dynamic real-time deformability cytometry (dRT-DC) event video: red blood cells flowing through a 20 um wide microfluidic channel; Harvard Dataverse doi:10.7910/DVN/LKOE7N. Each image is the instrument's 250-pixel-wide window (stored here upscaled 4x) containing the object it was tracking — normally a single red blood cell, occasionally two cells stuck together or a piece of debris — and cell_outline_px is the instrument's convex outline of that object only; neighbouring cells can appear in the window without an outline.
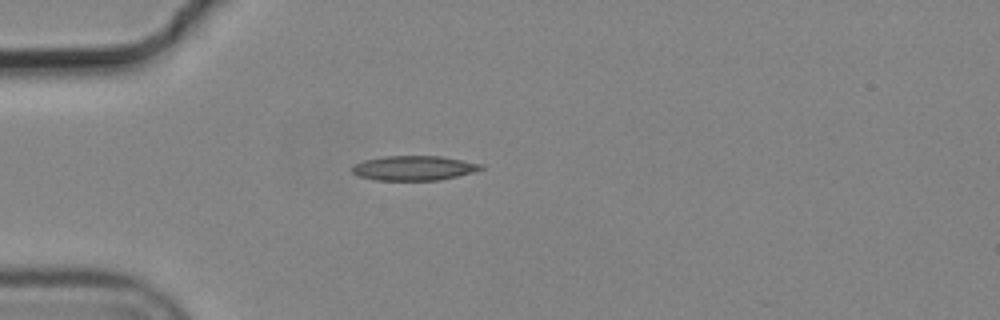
{"species": "common noctule bat (a hibernating species)", "species_latin": "Nyctalus noctula", "temperature_condition": "cold", "stored_images_in_passage": 1, "camera_frame_rate_fps": 3000, "um_per_image_px": 0.085, "animal": {"sex": "male", "body_mass_g": 19.2, "forearm_length_mm": 51.8}, "frame": {"image": 1, "passage_image": 1, "time_ms": 0.0, "image_size_px": [1000, 320], "cell_outline_px": [[484, 168], [476, 172], [440, 180], [376, 180], [360, 176], [352, 172], [352, 168], [356, 164], [364, 160], [384, 156], [440, 156], [484, 164]], "centroid_in_image_um": [35.24, 14.28], "position_along_channel_um": 49.8, "area_um2": 18.5}}